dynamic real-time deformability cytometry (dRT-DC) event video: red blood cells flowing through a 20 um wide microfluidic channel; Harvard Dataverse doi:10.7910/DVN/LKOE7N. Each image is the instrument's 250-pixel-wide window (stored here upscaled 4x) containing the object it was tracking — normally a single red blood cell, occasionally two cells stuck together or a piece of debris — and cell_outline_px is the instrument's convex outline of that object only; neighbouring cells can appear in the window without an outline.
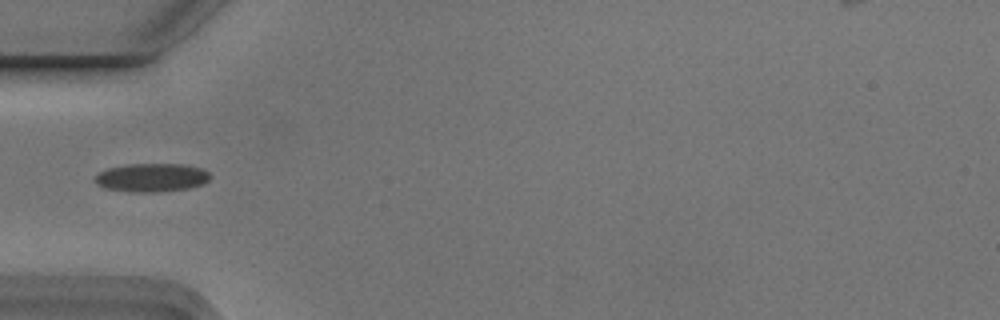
{"species": "Egyptian fruit bat (a non-hibernating species)", "species_latin": "Rousettus aegyptiacus", "temperature_condition": "cold", "stored_images_in_passage": 5, "camera_frame_rate_fps": 3000, "um_per_image_px": 0.085, "animal": {"sex": "male"}, "frame": {"image": 1, "passage_image": 5, "time_ms": 1.333, "image_size_px": [1000, 320], "cell_outline_px": [[212, 176], [204, 184], [188, 188], [160, 192], [132, 192], [104, 188], [96, 184], [96, 176], [100, 172], [108, 168], [128, 164], [184, 164], [200, 168], [208, 172]], "centroid_in_image_um": [12.91, 15.1], "position_along_channel_um": 72.1, "area_um2": 19.13}}